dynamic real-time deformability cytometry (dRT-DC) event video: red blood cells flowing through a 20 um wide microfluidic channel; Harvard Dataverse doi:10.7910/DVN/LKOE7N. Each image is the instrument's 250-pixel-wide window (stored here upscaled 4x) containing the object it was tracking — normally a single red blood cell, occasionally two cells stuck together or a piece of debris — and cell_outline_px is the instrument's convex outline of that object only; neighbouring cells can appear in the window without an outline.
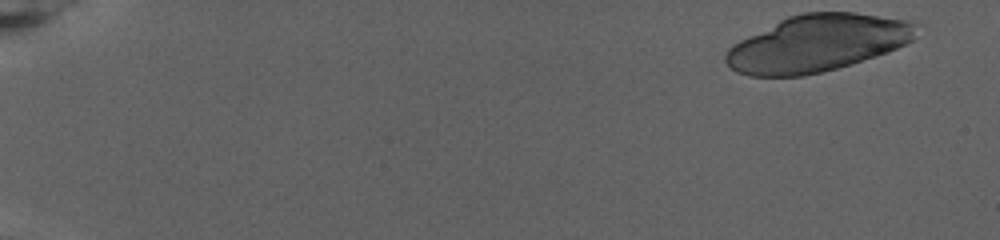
{"species": "human", "species_latin": "Homo sapiens", "temperature_condition": "warm", "stored_images_in_passage": 32, "camera_frame_rate_fps": 3000, "um_per_image_px": 0.085, "donor": {"sex": "female"}, "frame": {"image": 1, "passage_image": 1, "time_ms": 0.0, "image_size_px": [1000, 240], "cell_outline_px": [[916, 24], [912, 40], [896, 48], [836, 68], [804, 76], [748, 76], [736, 72], [724, 60], [724, 56], [728, 48], [732, 44], [788, 16], [804, 12], [856, 12], [904, 20]], "centroid_in_image_um": [69.39, 3.68], "position_along_channel_um": 15.6, "area_um2": 62.14}}